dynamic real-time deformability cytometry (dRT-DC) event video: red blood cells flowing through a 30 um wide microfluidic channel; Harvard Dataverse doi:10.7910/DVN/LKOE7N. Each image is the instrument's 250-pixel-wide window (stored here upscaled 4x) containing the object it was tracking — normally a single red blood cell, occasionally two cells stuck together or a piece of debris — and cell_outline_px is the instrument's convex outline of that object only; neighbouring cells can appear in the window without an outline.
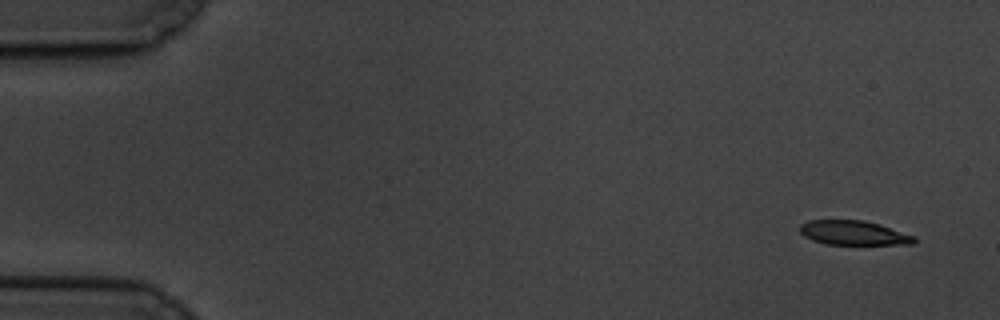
{"species": "common noctule bat (a hibernating species)", "species_latin": "Nyctalus noctula", "temperature_condition": "cold", "stored_images_in_passage": 7, "camera_frame_rate_fps": 3000, "um_per_image_px": 0.085, "animal": {"sex": "male", "body_mass_g": 19.5, "forearm_length_mm": 54.6}, "frame": {"image": 1, "passage_image": 1, "time_ms": 0.0, "image_size_px": [1000, 320], "cell_outline_px": [[916, 244], [828, 244], [812, 240], [804, 236], [800, 232], [800, 224], [808, 220], [864, 220], [880, 224], [916, 236]], "centroid_in_image_um": [72.58, 19.79], "position_along_channel_um": 12.4, "area_um2": 16.3}}
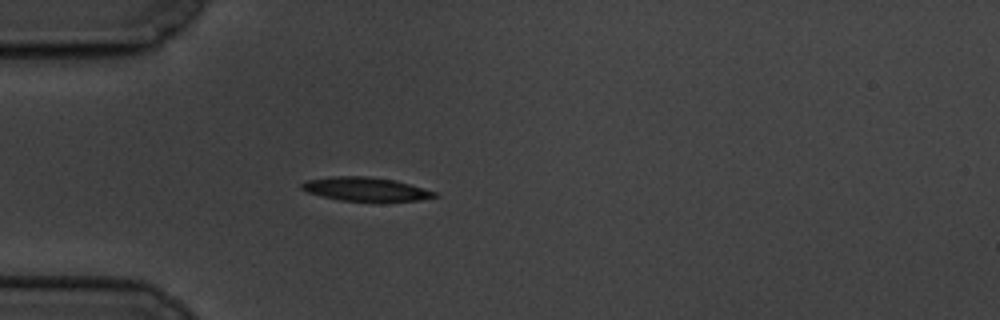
{"frame": {"image": 2, "passage_image": 5, "time_ms": 4.667, "image_size_px": [1000, 320], "cell_outline_px": [[440, 196], [420, 200], [340, 200], [320, 196], [308, 192], [300, 188], [300, 184], [308, 180], [332, 176], [364, 176], [396, 180], [436, 192]], "centroid_in_image_um": [31.06, 16.06], "position_along_channel_um": 53.9, "area_um2": 18.03}}
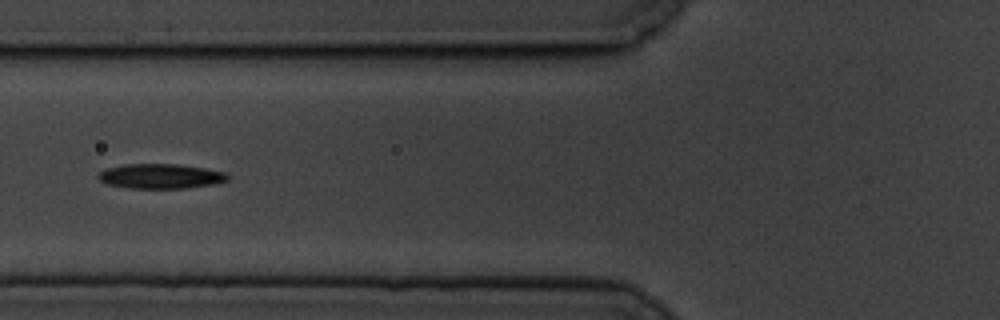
{"frame": {"image": 3, "passage_image": 7, "time_ms": 6.667, "image_size_px": [1000, 320], "cell_outline_px": [[228, 180], [212, 184], [188, 188], [128, 188], [108, 184], [100, 180], [96, 176], [100, 172], [108, 168], [124, 164], [176, 164], [204, 168], [224, 172], [228, 176]], "centroid_in_image_um": [13.63, 14.98], "position_along_channel_um": 112.2, "area_um2": 18.5}}